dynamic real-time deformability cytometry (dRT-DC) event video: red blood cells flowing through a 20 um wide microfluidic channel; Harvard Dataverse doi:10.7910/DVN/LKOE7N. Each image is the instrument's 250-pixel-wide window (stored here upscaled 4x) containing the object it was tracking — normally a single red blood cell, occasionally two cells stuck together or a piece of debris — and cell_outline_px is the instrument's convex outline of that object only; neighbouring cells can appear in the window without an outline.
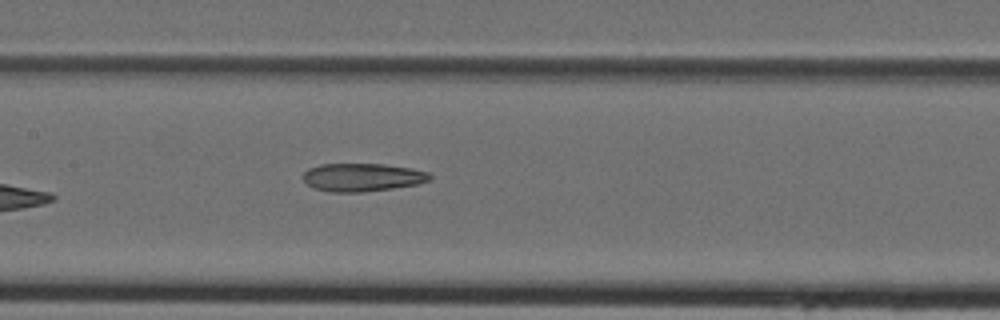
{"species": "Egyptian fruit bat (a non-hibernating species)", "species_latin": "Rousettus aegyptiacus", "temperature_condition": "cold", "stored_images_in_passage": 7, "camera_frame_rate_fps": 3000, "um_per_image_px": 0.085, "animal": {"sex": "female"}, "frame": {"image": 1, "passage_image": 7, "time_ms": 2.0, "image_size_px": [1000, 320], "cell_outline_px": [[432, 180], [416, 184], [392, 188], [360, 192], [328, 192], [312, 188], [304, 180], [304, 172], [308, 168], [320, 164], [384, 164], [412, 168], [428, 172], [432, 176]], "centroid_in_image_um": [30.79, 15.07], "position_along_channel_um": 176.6, "area_um2": 20.81}}